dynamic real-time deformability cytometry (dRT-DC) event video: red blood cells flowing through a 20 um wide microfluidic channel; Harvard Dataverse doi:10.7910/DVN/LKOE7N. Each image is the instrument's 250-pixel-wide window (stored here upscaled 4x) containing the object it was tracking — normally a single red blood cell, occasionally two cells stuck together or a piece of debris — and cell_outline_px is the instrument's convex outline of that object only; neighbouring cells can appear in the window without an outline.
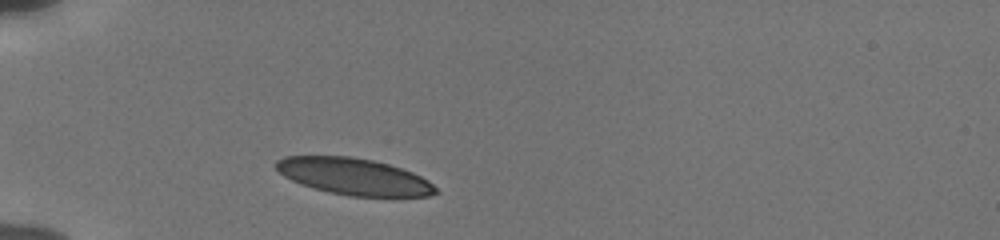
{"species": "human", "species_latin": "Homo sapiens", "temperature_condition": "cold", "stored_images_in_passage": 32, "camera_frame_rate_fps": 3000, "um_per_image_px": 0.085, "donor": {"sex": "male"}, "frame": {"image": 1, "passage_image": 1, "time_ms": 0.0, "image_size_px": [1000, 240], "cell_outline_px": [[440, 192], [428, 196], [348, 196], [328, 192], [312, 188], [300, 184], [284, 176], [276, 168], [276, 160], [284, 156], [348, 156], [372, 160], [388, 164], [412, 172], [428, 180]], "centroid_in_image_um": [30.07, 15.01], "position_along_channel_um": 54.9, "area_um2": 33.99}}
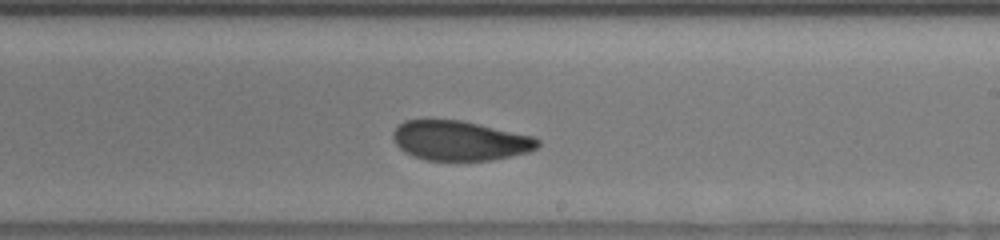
{"frame": {"image": 2, "passage_image": 18, "time_ms": 5.667, "image_size_px": [1000, 240], "cell_outline_px": [[540, 144], [536, 148], [528, 152], [492, 160], [424, 160], [412, 156], [404, 152], [396, 144], [392, 136], [392, 132], [404, 120], [460, 120], [532, 136], [540, 140]], "centroid_in_image_um": [39.06, 11.96], "position_along_channel_um": 249.9, "area_um2": 33.23}}
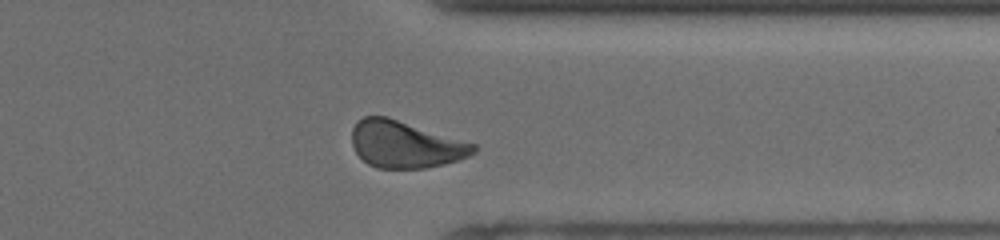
{"frame": {"image": 3, "passage_image": 28, "time_ms": 9.0, "image_size_px": [1000, 240], "cell_outline_px": [[476, 152], [468, 156], [444, 164], [424, 168], [376, 168], [368, 164], [356, 152], [352, 144], [352, 128], [356, 120], [364, 116], [388, 116], [476, 144]], "centroid_in_image_um": [34.43, 12.26], "position_along_channel_um": 377.0, "area_um2": 33.29}, "authors_computed_cell_mechanics": {"area_um2": 34.1309, "velocity_mm_per_s": 3.8132, "shape_relaxation_time_tau1_ms": 5.6901, "shape_relaxation_time_tau2_ms": 1.4661, "deformation_change_tau1": 0.1261, "deformation_change_tau2": 0.0703}}